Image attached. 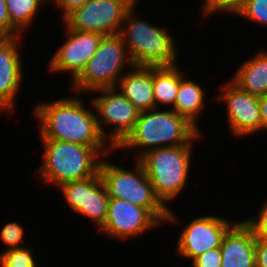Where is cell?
<instances>
[{
	"label": "cell",
	"mask_w": 267,
	"mask_h": 267,
	"mask_svg": "<svg viewBox=\"0 0 267 267\" xmlns=\"http://www.w3.org/2000/svg\"><path fill=\"white\" fill-rule=\"evenodd\" d=\"M63 10V20L75 9L81 7L87 0H51Z\"/></svg>",
	"instance_id": "cell-29"
},
{
	"label": "cell",
	"mask_w": 267,
	"mask_h": 267,
	"mask_svg": "<svg viewBox=\"0 0 267 267\" xmlns=\"http://www.w3.org/2000/svg\"><path fill=\"white\" fill-rule=\"evenodd\" d=\"M136 162V171L132 172L108 161H101L99 173L108 195L146 208L160 223L176 222L177 217L156 196L142 164L138 160Z\"/></svg>",
	"instance_id": "cell-5"
},
{
	"label": "cell",
	"mask_w": 267,
	"mask_h": 267,
	"mask_svg": "<svg viewBox=\"0 0 267 267\" xmlns=\"http://www.w3.org/2000/svg\"><path fill=\"white\" fill-rule=\"evenodd\" d=\"M246 1L247 0H205L202 11L205 17L218 11L237 14L243 8Z\"/></svg>",
	"instance_id": "cell-24"
},
{
	"label": "cell",
	"mask_w": 267,
	"mask_h": 267,
	"mask_svg": "<svg viewBox=\"0 0 267 267\" xmlns=\"http://www.w3.org/2000/svg\"><path fill=\"white\" fill-rule=\"evenodd\" d=\"M204 91L196 82L185 80L180 72L179 89L176 95L173 110L186 117L198 129L197 118L204 107Z\"/></svg>",
	"instance_id": "cell-19"
},
{
	"label": "cell",
	"mask_w": 267,
	"mask_h": 267,
	"mask_svg": "<svg viewBox=\"0 0 267 267\" xmlns=\"http://www.w3.org/2000/svg\"><path fill=\"white\" fill-rule=\"evenodd\" d=\"M0 32L10 37V19L5 0H0Z\"/></svg>",
	"instance_id": "cell-30"
},
{
	"label": "cell",
	"mask_w": 267,
	"mask_h": 267,
	"mask_svg": "<svg viewBox=\"0 0 267 267\" xmlns=\"http://www.w3.org/2000/svg\"><path fill=\"white\" fill-rule=\"evenodd\" d=\"M220 247L210 249L192 260V267H221Z\"/></svg>",
	"instance_id": "cell-26"
},
{
	"label": "cell",
	"mask_w": 267,
	"mask_h": 267,
	"mask_svg": "<svg viewBox=\"0 0 267 267\" xmlns=\"http://www.w3.org/2000/svg\"><path fill=\"white\" fill-rule=\"evenodd\" d=\"M5 36L0 32V41L4 38Z\"/></svg>",
	"instance_id": "cell-32"
},
{
	"label": "cell",
	"mask_w": 267,
	"mask_h": 267,
	"mask_svg": "<svg viewBox=\"0 0 267 267\" xmlns=\"http://www.w3.org/2000/svg\"><path fill=\"white\" fill-rule=\"evenodd\" d=\"M42 139H55L92 147H112L102 135L97 115L77 97L39 103L34 111Z\"/></svg>",
	"instance_id": "cell-1"
},
{
	"label": "cell",
	"mask_w": 267,
	"mask_h": 267,
	"mask_svg": "<svg viewBox=\"0 0 267 267\" xmlns=\"http://www.w3.org/2000/svg\"><path fill=\"white\" fill-rule=\"evenodd\" d=\"M237 15L267 26V0H247Z\"/></svg>",
	"instance_id": "cell-23"
},
{
	"label": "cell",
	"mask_w": 267,
	"mask_h": 267,
	"mask_svg": "<svg viewBox=\"0 0 267 267\" xmlns=\"http://www.w3.org/2000/svg\"><path fill=\"white\" fill-rule=\"evenodd\" d=\"M42 141L44 161L39 176L45 183L57 186L97 175L101 164L97 157L115 150L113 147H92L55 139Z\"/></svg>",
	"instance_id": "cell-2"
},
{
	"label": "cell",
	"mask_w": 267,
	"mask_h": 267,
	"mask_svg": "<svg viewBox=\"0 0 267 267\" xmlns=\"http://www.w3.org/2000/svg\"><path fill=\"white\" fill-rule=\"evenodd\" d=\"M176 66H153L155 109L159 103L174 107L180 83V71Z\"/></svg>",
	"instance_id": "cell-20"
},
{
	"label": "cell",
	"mask_w": 267,
	"mask_h": 267,
	"mask_svg": "<svg viewBox=\"0 0 267 267\" xmlns=\"http://www.w3.org/2000/svg\"><path fill=\"white\" fill-rule=\"evenodd\" d=\"M154 110L139 112L132 132L116 149L149 147L145 150L143 148L136 158L138 159L151 149L192 144L200 137L199 129L175 110Z\"/></svg>",
	"instance_id": "cell-3"
},
{
	"label": "cell",
	"mask_w": 267,
	"mask_h": 267,
	"mask_svg": "<svg viewBox=\"0 0 267 267\" xmlns=\"http://www.w3.org/2000/svg\"><path fill=\"white\" fill-rule=\"evenodd\" d=\"M59 188L72 210L90 217L99 229L105 225L110 196L100 173L87 179L63 183Z\"/></svg>",
	"instance_id": "cell-10"
},
{
	"label": "cell",
	"mask_w": 267,
	"mask_h": 267,
	"mask_svg": "<svg viewBox=\"0 0 267 267\" xmlns=\"http://www.w3.org/2000/svg\"><path fill=\"white\" fill-rule=\"evenodd\" d=\"M218 216H203L192 220L179 237L177 253L193 260L205 251L220 247L221 241L233 225Z\"/></svg>",
	"instance_id": "cell-13"
},
{
	"label": "cell",
	"mask_w": 267,
	"mask_h": 267,
	"mask_svg": "<svg viewBox=\"0 0 267 267\" xmlns=\"http://www.w3.org/2000/svg\"><path fill=\"white\" fill-rule=\"evenodd\" d=\"M119 34L105 35L101 39L97 51L88 61L81 74L73 80L77 93L91 92L102 88H114L123 76L124 66L134 65ZM122 75V76H121Z\"/></svg>",
	"instance_id": "cell-7"
},
{
	"label": "cell",
	"mask_w": 267,
	"mask_h": 267,
	"mask_svg": "<svg viewBox=\"0 0 267 267\" xmlns=\"http://www.w3.org/2000/svg\"><path fill=\"white\" fill-rule=\"evenodd\" d=\"M192 146L184 144L154 148L137 159L151 181L156 196L164 205L166 201L175 199L186 186Z\"/></svg>",
	"instance_id": "cell-6"
},
{
	"label": "cell",
	"mask_w": 267,
	"mask_h": 267,
	"mask_svg": "<svg viewBox=\"0 0 267 267\" xmlns=\"http://www.w3.org/2000/svg\"><path fill=\"white\" fill-rule=\"evenodd\" d=\"M218 95V100L225 101L230 129L236 136L252 135L261 130L259 96L240 89L230 81Z\"/></svg>",
	"instance_id": "cell-14"
},
{
	"label": "cell",
	"mask_w": 267,
	"mask_h": 267,
	"mask_svg": "<svg viewBox=\"0 0 267 267\" xmlns=\"http://www.w3.org/2000/svg\"><path fill=\"white\" fill-rule=\"evenodd\" d=\"M67 40L51 57L49 70L71 73L76 79L97 51L103 35L97 32H81L70 29L67 25Z\"/></svg>",
	"instance_id": "cell-11"
},
{
	"label": "cell",
	"mask_w": 267,
	"mask_h": 267,
	"mask_svg": "<svg viewBox=\"0 0 267 267\" xmlns=\"http://www.w3.org/2000/svg\"><path fill=\"white\" fill-rule=\"evenodd\" d=\"M261 130H267V94L259 96Z\"/></svg>",
	"instance_id": "cell-31"
},
{
	"label": "cell",
	"mask_w": 267,
	"mask_h": 267,
	"mask_svg": "<svg viewBox=\"0 0 267 267\" xmlns=\"http://www.w3.org/2000/svg\"><path fill=\"white\" fill-rule=\"evenodd\" d=\"M232 82L240 89L256 95L267 94V53L259 52L245 61L236 71Z\"/></svg>",
	"instance_id": "cell-18"
},
{
	"label": "cell",
	"mask_w": 267,
	"mask_h": 267,
	"mask_svg": "<svg viewBox=\"0 0 267 267\" xmlns=\"http://www.w3.org/2000/svg\"><path fill=\"white\" fill-rule=\"evenodd\" d=\"M10 19V37L20 36L32 23L39 7L50 0H5ZM44 1V2H43ZM42 2V3H41Z\"/></svg>",
	"instance_id": "cell-21"
},
{
	"label": "cell",
	"mask_w": 267,
	"mask_h": 267,
	"mask_svg": "<svg viewBox=\"0 0 267 267\" xmlns=\"http://www.w3.org/2000/svg\"><path fill=\"white\" fill-rule=\"evenodd\" d=\"M256 236L244 222H235L225 233L221 244V267H256Z\"/></svg>",
	"instance_id": "cell-16"
},
{
	"label": "cell",
	"mask_w": 267,
	"mask_h": 267,
	"mask_svg": "<svg viewBox=\"0 0 267 267\" xmlns=\"http://www.w3.org/2000/svg\"><path fill=\"white\" fill-rule=\"evenodd\" d=\"M32 251L27 247L3 251L0 254V267H36Z\"/></svg>",
	"instance_id": "cell-22"
},
{
	"label": "cell",
	"mask_w": 267,
	"mask_h": 267,
	"mask_svg": "<svg viewBox=\"0 0 267 267\" xmlns=\"http://www.w3.org/2000/svg\"><path fill=\"white\" fill-rule=\"evenodd\" d=\"M133 9L134 6L127 12L118 33L133 65H176L177 48L172 35L167 30L140 20L133 14Z\"/></svg>",
	"instance_id": "cell-4"
},
{
	"label": "cell",
	"mask_w": 267,
	"mask_h": 267,
	"mask_svg": "<svg viewBox=\"0 0 267 267\" xmlns=\"http://www.w3.org/2000/svg\"><path fill=\"white\" fill-rule=\"evenodd\" d=\"M95 91L103 94L98 95L91 102V105L99 115L96 116L99 129L105 139L109 136L107 144L116 149L132 132L140 111L128 98L119 92L117 93L116 87L102 88ZM103 122L113 125L110 135H105L106 133L102 129Z\"/></svg>",
	"instance_id": "cell-9"
},
{
	"label": "cell",
	"mask_w": 267,
	"mask_h": 267,
	"mask_svg": "<svg viewBox=\"0 0 267 267\" xmlns=\"http://www.w3.org/2000/svg\"><path fill=\"white\" fill-rule=\"evenodd\" d=\"M24 230L21 225L16 222L7 223L1 230V240L8 246L5 251L19 249L23 246H19L21 242L24 244Z\"/></svg>",
	"instance_id": "cell-25"
},
{
	"label": "cell",
	"mask_w": 267,
	"mask_h": 267,
	"mask_svg": "<svg viewBox=\"0 0 267 267\" xmlns=\"http://www.w3.org/2000/svg\"><path fill=\"white\" fill-rule=\"evenodd\" d=\"M18 37H4L0 41V109L8 113L14 108L15 95L23 80Z\"/></svg>",
	"instance_id": "cell-15"
},
{
	"label": "cell",
	"mask_w": 267,
	"mask_h": 267,
	"mask_svg": "<svg viewBox=\"0 0 267 267\" xmlns=\"http://www.w3.org/2000/svg\"><path fill=\"white\" fill-rule=\"evenodd\" d=\"M159 224L146 208L110 197L106 222L100 230L110 238L124 239L136 237Z\"/></svg>",
	"instance_id": "cell-12"
},
{
	"label": "cell",
	"mask_w": 267,
	"mask_h": 267,
	"mask_svg": "<svg viewBox=\"0 0 267 267\" xmlns=\"http://www.w3.org/2000/svg\"><path fill=\"white\" fill-rule=\"evenodd\" d=\"M244 222L252 229L256 237L267 239V201L261 208L256 219H246Z\"/></svg>",
	"instance_id": "cell-27"
},
{
	"label": "cell",
	"mask_w": 267,
	"mask_h": 267,
	"mask_svg": "<svg viewBox=\"0 0 267 267\" xmlns=\"http://www.w3.org/2000/svg\"><path fill=\"white\" fill-rule=\"evenodd\" d=\"M129 71L120 78L116 88L140 112L155 109L153 66L134 65Z\"/></svg>",
	"instance_id": "cell-17"
},
{
	"label": "cell",
	"mask_w": 267,
	"mask_h": 267,
	"mask_svg": "<svg viewBox=\"0 0 267 267\" xmlns=\"http://www.w3.org/2000/svg\"><path fill=\"white\" fill-rule=\"evenodd\" d=\"M256 267H267V239L256 237L255 243Z\"/></svg>",
	"instance_id": "cell-28"
},
{
	"label": "cell",
	"mask_w": 267,
	"mask_h": 267,
	"mask_svg": "<svg viewBox=\"0 0 267 267\" xmlns=\"http://www.w3.org/2000/svg\"><path fill=\"white\" fill-rule=\"evenodd\" d=\"M137 0H87L71 12L64 23L70 29L81 32L118 34L127 12Z\"/></svg>",
	"instance_id": "cell-8"
}]
</instances>
